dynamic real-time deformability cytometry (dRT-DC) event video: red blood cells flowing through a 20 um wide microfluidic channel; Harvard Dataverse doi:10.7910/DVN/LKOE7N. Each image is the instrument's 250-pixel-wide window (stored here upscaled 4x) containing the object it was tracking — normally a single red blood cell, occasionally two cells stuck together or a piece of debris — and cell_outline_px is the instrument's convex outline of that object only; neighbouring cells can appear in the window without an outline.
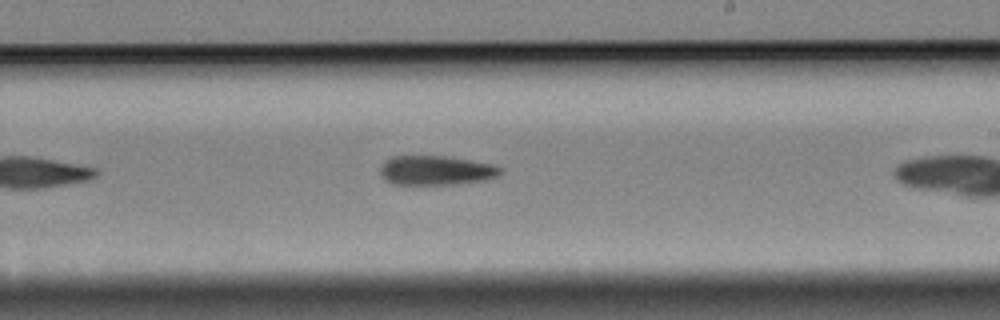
{"species": "Egyptian fruit bat (a non-hibernating species)", "species_latin": "Rousettus aegyptiacus", "temperature_condition": "cold", "stored_images_in_passage": 19, "segment_of_instrument_passage": [2, 2], "camera_frame_rate_fps": 3000, "um_per_image_px": 0.085, "animal": {"sex": "female"}, "frame": {"image": 1, "passage_image": 18, "time_ms": 5.667, "image_size_px": [1000, 320], "cell_outline_px": [[500, 172], [496, 176], [484, 180], [456, 184], [392, 184], [384, 180], [380, 176], [380, 168], [384, 160], [392, 156], [444, 156], [492, 164], [500, 168]], "centroid_in_image_um": [36.97, 14.48], "position_along_channel_um": 252.0, "area_um2": 20.46}}